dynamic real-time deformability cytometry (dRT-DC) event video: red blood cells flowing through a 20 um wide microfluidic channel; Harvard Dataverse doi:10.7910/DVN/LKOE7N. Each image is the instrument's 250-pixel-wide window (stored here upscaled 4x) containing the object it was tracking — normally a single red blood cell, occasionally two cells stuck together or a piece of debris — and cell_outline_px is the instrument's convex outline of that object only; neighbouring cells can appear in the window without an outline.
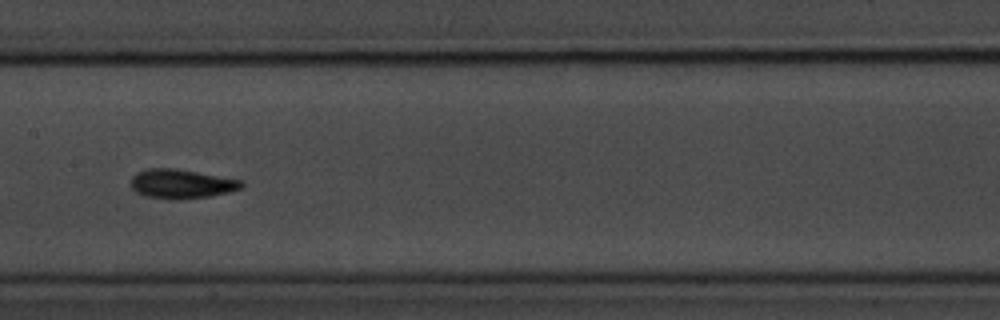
{"species": "common noctule bat (a hibernating species)", "species_latin": "Nyctalus noctula", "temperature_condition": "room temperature", "stored_images_in_passage": 13, "camera_frame_rate_fps": 3000, "um_per_image_px": 0.085, "animal": {"sex": "male", "body_mass_g": 20.1, "forearm_length_mm": 53.5}, "frame": {"image": 1, "passage_image": 8, "time_ms": 9.0, "image_size_px": [1000, 320], "cell_outline_px": [[244, 184], [240, 188], [228, 192], [208, 196], [176, 200], [168, 200], [144, 196], [136, 192], [128, 184], [132, 176], [136, 172], [148, 168], [172, 168], [244, 180]], "centroid_in_image_um": [15.35, 15.63], "position_along_channel_um": 192.0, "area_um2": 19.02}}
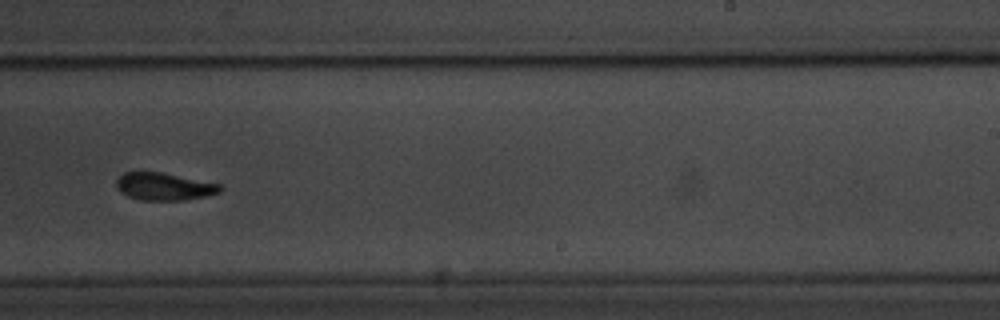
{"frame": {"image": 2, "passage_image": 10, "time_ms": 11.333, "image_size_px": [1000, 320], "cell_outline_px": [[224, 188], [220, 192], [208, 196], [184, 200], [140, 200], [128, 196], [120, 192], [116, 188], [116, 180], [124, 172], [160, 172], [220, 184]], "centroid_in_image_um": [13.95, 15.86], "position_along_channel_um": 275.1, "area_um2": 16.65}, "authors_computed_cell_mechanics": {"area_um2": 18.1492, "velocity_mm_per_s": 3.5908, "shape_relaxation_time_tau1_ms": 2.9696, "shape_relaxation_time_tau2_ms": 3.114, "deformation_change_tau1": 0.1282, "deformation_change_tau2": 0.0958}}